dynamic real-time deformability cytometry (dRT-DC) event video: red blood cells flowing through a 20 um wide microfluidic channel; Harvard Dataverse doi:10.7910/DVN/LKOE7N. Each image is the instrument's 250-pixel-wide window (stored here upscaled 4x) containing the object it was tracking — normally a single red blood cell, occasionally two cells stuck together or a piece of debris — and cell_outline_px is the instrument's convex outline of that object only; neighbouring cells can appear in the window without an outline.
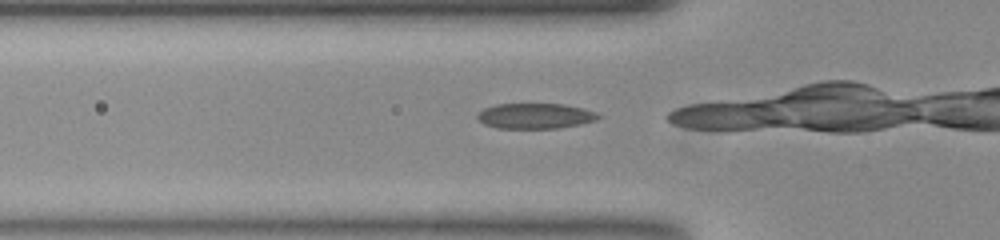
{"species": "common noctule bat (a hibernating species)", "species_latin": "Nyctalus noctula", "temperature_condition": "room temperature", "stored_images_in_passage": 9, "camera_frame_rate_fps": 3000, "um_per_image_px": 0.085, "animal": {"sex": "female", "body_mass_g": 23.0, "forearm_length_mm": 53.4}, "frame": {"image": 1, "passage_image": 2, "time_ms": 0.333, "image_size_px": [1000, 240], "cell_outline_px": [[600, 116], [596, 120], [580, 124], [556, 128], [496, 128], [484, 124], [476, 116], [484, 108], [496, 104], [564, 104], [584, 108], [596, 112]], "centroid_in_image_um": [45.5, 9.85], "position_along_channel_um": 80.3, "area_um2": 17.8}}